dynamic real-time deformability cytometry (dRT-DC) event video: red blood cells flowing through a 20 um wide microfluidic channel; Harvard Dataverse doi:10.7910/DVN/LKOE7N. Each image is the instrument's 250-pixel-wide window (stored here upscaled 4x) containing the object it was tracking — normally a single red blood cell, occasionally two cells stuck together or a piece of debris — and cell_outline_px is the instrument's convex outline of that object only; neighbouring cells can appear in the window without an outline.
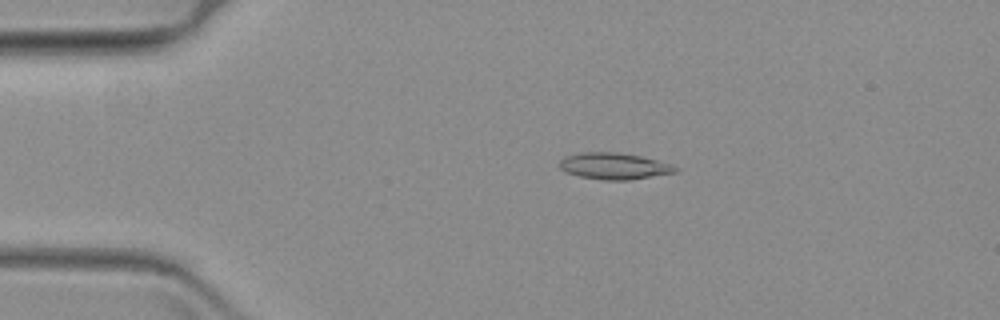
{"species": "common noctule bat (a hibernating species)", "species_latin": "Nyctalus noctula", "temperature_condition": "warm", "stored_images_in_passage": 61, "camera_frame_rate_fps": 3000, "um_per_image_px": 0.085, "animal": {"sex": "female", "body_mass_g": 19.3, "forearm_length_mm": 54.1}, "frame": {"image": 1, "passage_image": 11, "time_ms": 3.333, "image_size_px": [1000, 320], "cell_outline_px": [[680, 168], [676, 172], [628, 180], [604, 180], [580, 176], [568, 172], [560, 168], [560, 160], [564, 156], [580, 152], [616, 152], [640, 156], [672, 164]], "centroid_in_image_um": [52.2, 14.11], "position_along_channel_um": 32.8, "area_um2": 17.74}}
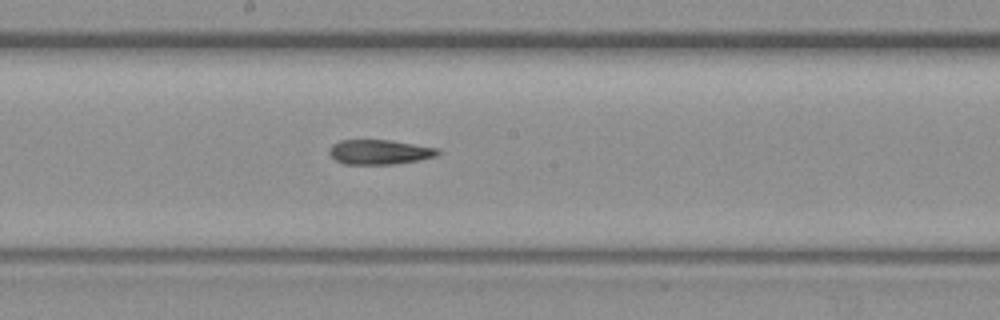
{"frame": {"image": 2, "passage_image": 32, "time_ms": 10.333, "image_size_px": [1000, 320], "cell_outline_px": [[440, 152], [436, 156], [420, 160], [396, 164], [344, 164], [336, 160], [328, 152], [328, 148], [332, 144], [340, 140], [392, 140], [440, 148]], "centroid_in_image_um": [32.28, 12.92], "position_along_channel_um": 215.9, "area_um2": 15.84}}
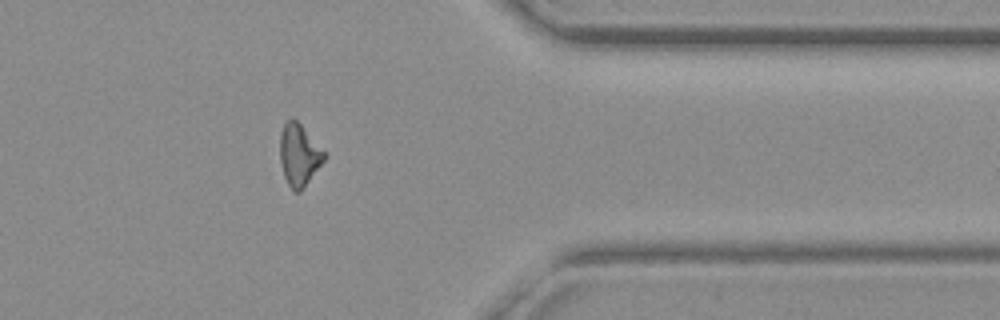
{"frame": {"image": 3, "passage_image": 49, "time_ms": 16.0, "image_size_px": [1000, 320], "cell_outline_px": [[324, 160], [300, 192], [292, 192], [284, 176], [280, 160], [280, 132], [284, 124], [292, 116], [300, 124], [324, 152]], "centroid_in_image_um": [25.38, 13.18], "position_along_channel_um": 386.0, "area_um2": 15.61}}